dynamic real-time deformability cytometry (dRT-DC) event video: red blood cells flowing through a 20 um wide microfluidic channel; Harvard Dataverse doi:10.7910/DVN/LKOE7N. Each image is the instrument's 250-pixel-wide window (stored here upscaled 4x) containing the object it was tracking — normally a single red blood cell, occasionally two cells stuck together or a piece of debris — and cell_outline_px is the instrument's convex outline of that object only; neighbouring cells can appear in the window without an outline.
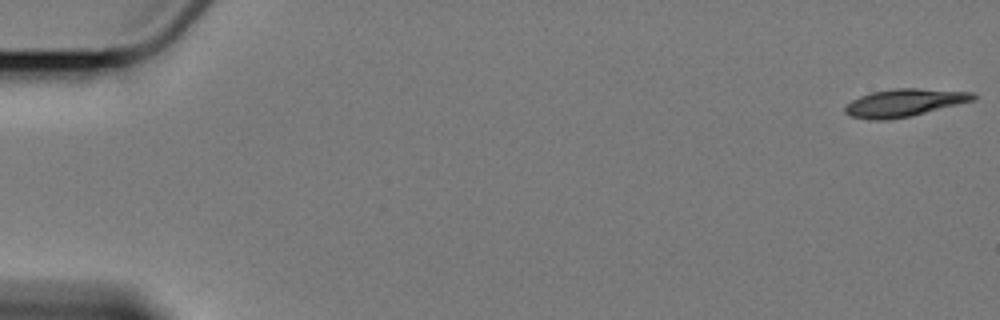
{"species": "Egyptian fruit bat (a non-hibernating species)", "species_latin": "Rousettus aegyptiacus", "temperature_condition": "cold", "stored_images_in_passage": 6, "camera_frame_rate_fps": 3000, "um_per_image_px": 0.085, "animal": {"sex": "female"}, "frame": {"image": 1, "passage_image": 1, "time_ms": 0.0, "image_size_px": [1000, 320], "cell_outline_px": [[976, 100], [912, 116], [888, 120], [868, 120], [852, 116], [844, 112], [844, 108], [852, 100], [860, 96], [872, 92], [892, 88], [916, 88], [976, 92]], "centroid_in_image_um": [76.9, 8.73], "position_along_channel_um": 8.1, "area_um2": 20.87}}
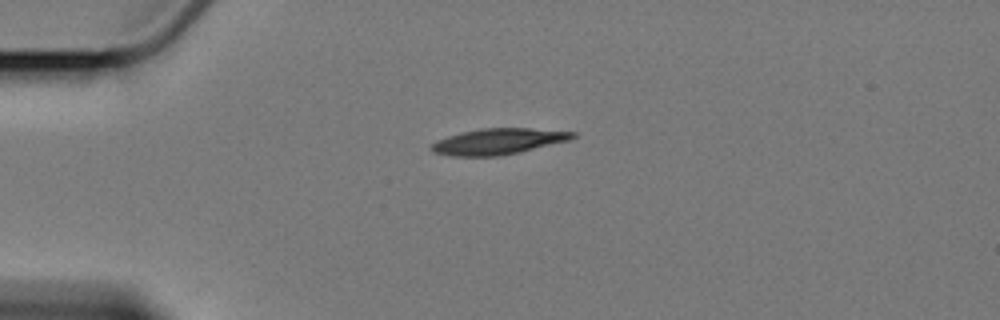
{"frame": {"image": 2, "passage_image": 5, "time_ms": 4.667, "image_size_px": [1000, 320], "cell_outline_px": [[576, 136], [568, 140], [520, 152], [500, 156], [452, 156], [432, 152], [432, 144], [448, 136], [464, 132], [484, 128], [528, 128], [576, 132]], "centroid_in_image_um": [42.37, 12.03], "position_along_channel_um": 42.6, "area_um2": 20.98}}